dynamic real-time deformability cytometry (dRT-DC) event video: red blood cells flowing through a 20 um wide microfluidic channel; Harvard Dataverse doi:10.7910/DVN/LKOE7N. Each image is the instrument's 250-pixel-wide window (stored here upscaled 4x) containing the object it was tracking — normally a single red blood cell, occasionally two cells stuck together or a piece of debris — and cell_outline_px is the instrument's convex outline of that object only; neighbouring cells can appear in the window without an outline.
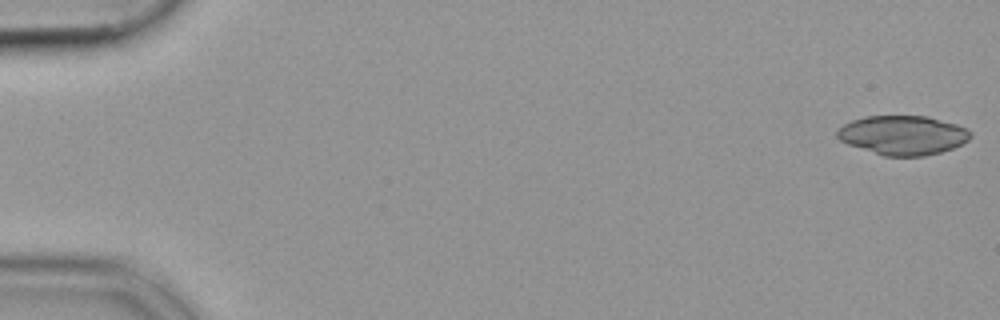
{"species": "common noctule bat (a hibernating species)", "species_latin": "Nyctalus noctula", "temperature_condition": "cold", "stored_images_in_passage": 53, "camera_frame_rate_fps": 3000, "um_per_image_px": 0.085, "animal": {"sex": "female", "body_mass_g": 19.9}, "frame": {"image": 1, "passage_image": 1, "time_ms": 0.0, "image_size_px": [1000, 320], "cell_outline_px": [[972, 136], [968, 140], [952, 148], [940, 152], [924, 156], [884, 156], [848, 144], [840, 140], [836, 136], [836, 128], [852, 120], [864, 116], [928, 116], [956, 124], [968, 128], [972, 132]], "centroid_in_image_um": [76.74, 11.48], "position_along_channel_um": 8.3, "area_um2": 30.58}}
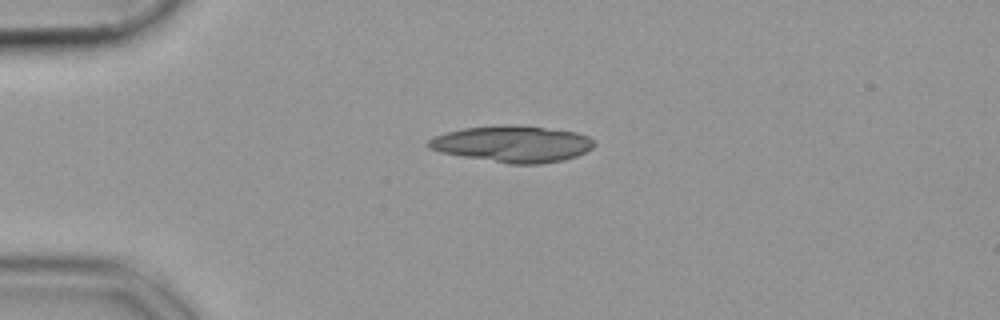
{"frame": {"image": 2, "passage_image": 13, "time_ms": 4.0, "image_size_px": [1000, 320], "cell_outline_px": [[596, 144], [592, 148], [576, 156], [564, 160], [540, 164], [508, 164], [440, 152], [428, 148], [428, 140], [436, 136], [448, 132], [464, 128], [496, 124], [508, 124], [544, 128], [576, 132], [588, 136]], "centroid_in_image_um": [43.57, 12.23], "position_along_channel_um": 41.4, "area_um2": 35.08}}